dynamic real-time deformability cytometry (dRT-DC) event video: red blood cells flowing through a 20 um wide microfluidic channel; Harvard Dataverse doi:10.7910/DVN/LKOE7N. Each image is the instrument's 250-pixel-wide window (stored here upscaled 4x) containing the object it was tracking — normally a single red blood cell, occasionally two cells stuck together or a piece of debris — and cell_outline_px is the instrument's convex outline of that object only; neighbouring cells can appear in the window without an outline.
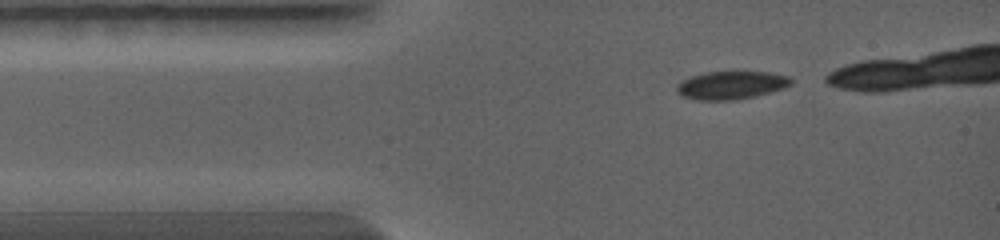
{"species": "common noctule bat (a hibernating species)", "species_latin": "Nyctalus noctula", "temperature_condition": "warm", "stored_images_in_passage": 6, "camera_frame_rate_fps": 5000, "um_per_image_px": 0.085, "animal": {"sex": "female", "body_mass_g": 19.0, "forearm_length_mm": 56.7}, "frame": {"image": 1, "passage_image": 1, "time_ms": 0.0, "image_size_px": [1000, 240], "cell_outline_px": [[792, 84], [784, 88], [772, 92], [756, 96], [732, 100], [696, 100], [680, 96], [676, 92], [676, 84], [680, 80], [692, 76], [708, 72], [768, 72], [788, 76], [792, 80]], "centroid_in_image_um": [62.11, 7.25], "position_along_channel_um": 22.9, "area_um2": 18.84}}
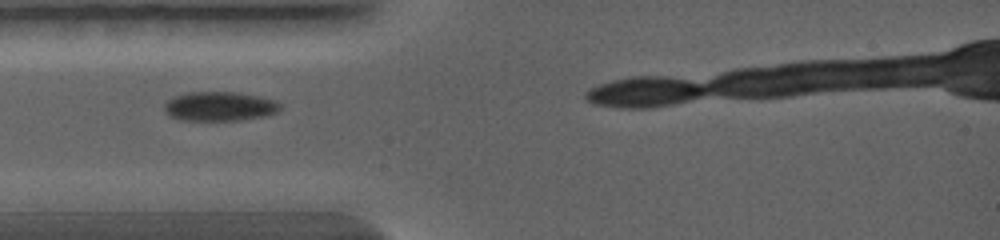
{"frame": {"image": 2, "passage_image": 4, "time_ms": 1.4, "image_size_px": [1000, 240], "cell_outline_px": [[280, 108], [276, 112], [268, 116], [240, 120], [180, 120], [168, 116], [164, 112], [164, 104], [172, 96], [188, 92], [240, 92], [260, 96], [276, 100], [280, 104]], "centroid_in_image_um": [18.65, 9.03], "position_along_channel_um": 66.4, "area_um2": 20.11}}